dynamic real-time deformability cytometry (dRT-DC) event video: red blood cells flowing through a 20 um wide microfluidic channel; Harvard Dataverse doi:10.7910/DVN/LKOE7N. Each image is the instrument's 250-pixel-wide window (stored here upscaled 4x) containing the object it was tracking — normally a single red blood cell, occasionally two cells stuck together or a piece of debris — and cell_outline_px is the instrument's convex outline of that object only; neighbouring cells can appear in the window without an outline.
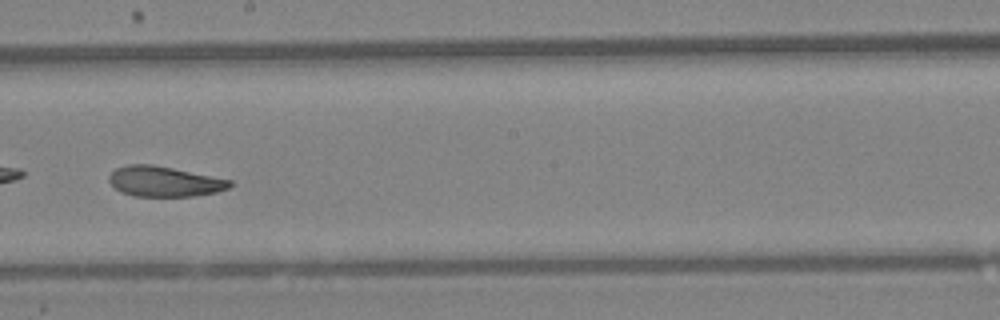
{"species": "Egyptian fruit bat (a non-hibernating species)", "species_latin": "Rousettus aegyptiacus", "temperature_condition": "warm", "stored_images_in_passage": 44, "camera_frame_rate_fps": 3000, "um_per_image_px": 0.085, "animal": {"sex": "female"}, "frame": {"image": 1, "passage_image": 26, "time_ms": 8.333, "image_size_px": [1000, 320], "cell_outline_px": [[232, 184], [228, 188], [216, 192], [192, 196], [132, 196], [120, 192], [108, 180], [108, 176], [116, 168], [128, 164], [152, 164], [232, 180]], "centroid_in_image_um": [13.94, 15.42], "position_along_channel_um": 234.3, "area_um2": 21.21}, "authors_computed_cell_mechanics": {"area_um2": 23.0622, "velocity_mm_per_s": 4.286, "shape_relaxation_time_tau1_ms": 4.5796, "shape_relaxation_time_tau2_ms": 2.9207, "deformation_change_tau1": 0.13, "deformation_change_tau2": 0.0892}}